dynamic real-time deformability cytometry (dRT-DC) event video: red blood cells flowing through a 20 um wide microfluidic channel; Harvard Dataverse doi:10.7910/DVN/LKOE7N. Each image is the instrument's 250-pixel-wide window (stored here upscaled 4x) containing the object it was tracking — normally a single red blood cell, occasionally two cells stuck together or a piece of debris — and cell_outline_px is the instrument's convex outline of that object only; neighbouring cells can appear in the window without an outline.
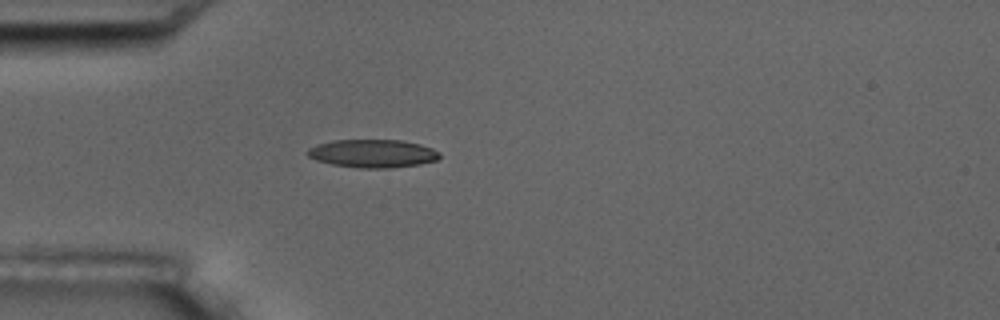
{"species": "common noctule bat (a hibernating species)", "species_latin": "Nyctalus noctula", "temperature_condition": "room temperature", "stored_images_in_passage": 5, "camera_frame_rate_fps": 3000, "um_per_image_px": 0.085, "animal": {"sex": "male", "body_mass_g": 17.5, "forearm_length_mm": 52.3}, "frame": {"image": 1, "passage_image": 5, "time_ms": 4.333, "image_size_px": [1000, 320], "cell_outline_px": [[440, 156], [436, 160], [420, 164], [392, 168], [360, 168], [332, 164], [316, 160], [308, 156], [304, 152], [308, 148], [316, 144], [332, 140], [404, 140], [420, 144], [432, 148], [440, 152]], "centroid_in_image_um": [31.66, 13.04], "position_along_channel_um": 53.3, "area_um2": 21.85}}